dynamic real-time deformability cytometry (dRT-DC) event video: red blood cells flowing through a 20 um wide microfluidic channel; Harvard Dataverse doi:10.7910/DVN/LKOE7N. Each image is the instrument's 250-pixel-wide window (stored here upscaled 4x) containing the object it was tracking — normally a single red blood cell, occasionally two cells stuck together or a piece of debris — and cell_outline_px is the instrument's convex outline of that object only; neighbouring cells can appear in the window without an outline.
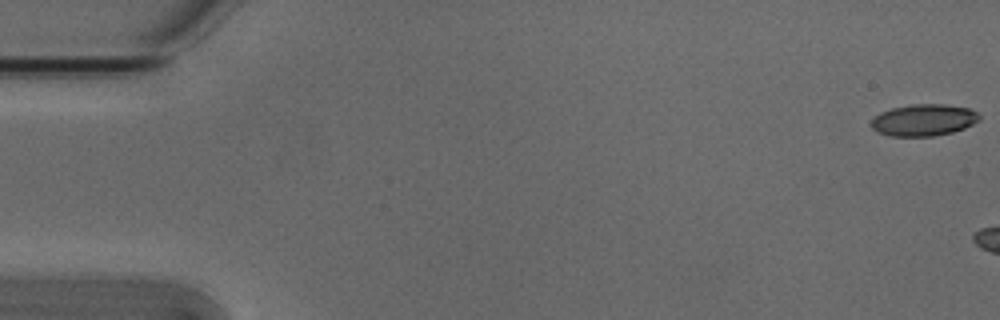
{"species": "Egyptian fruit bat (a non-hibernating species)", "species_latin": "Rousettus aegyptiacus", "temperature_condition": "cold", "stored_images_in_passage": 6, "camera_frame_rate_fps": 3000, "um_per_image_px": 0.085, "animal": {"sex": "male"}, "frame": {"image": 1, "passage_image": 1, "time_ms": 0.0, "image_size_px": [1000, 320], "cell_outline_px": [[980, 120], [964, 128], [952, 132], [932, 136], [892, 136], [876, 132], [868, 124], [880, 112], [892, 108], [912, 104], [944, 104], [968, 108], [976, 112], [980, 116]], "centroid_in_image_um": [78.48, 10.2], "position_along_channel_um": 6.5, "area_um2": 20.0}}